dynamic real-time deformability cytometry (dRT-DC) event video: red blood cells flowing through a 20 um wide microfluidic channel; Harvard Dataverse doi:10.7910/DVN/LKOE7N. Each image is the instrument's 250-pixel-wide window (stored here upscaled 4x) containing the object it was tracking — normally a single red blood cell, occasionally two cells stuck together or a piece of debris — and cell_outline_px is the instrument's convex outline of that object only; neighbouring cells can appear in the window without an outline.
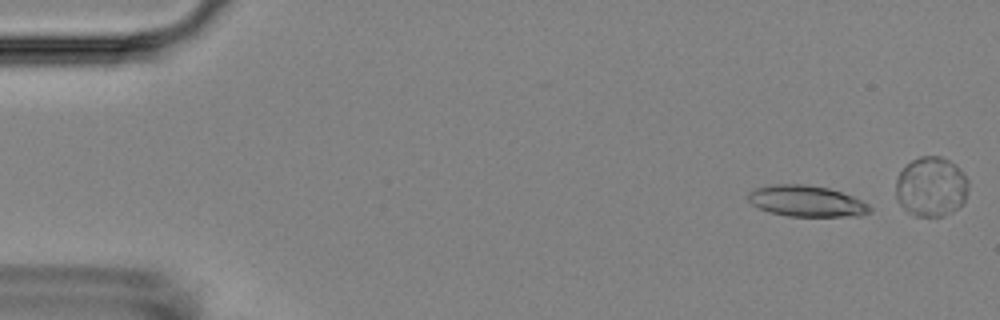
{"species": "Egyptian fruit bat (a non-hibernating species)", "species_latin": "Rousettus aegyptiacus", "temperature_condition": "room temperature", "stored_images_in_passage": 6, "camera_frame_rate_fps": 3000, "um_per_image_px": 0.085, "animal": {"sex": "female"}, "frame": {"image": 1, "passage_image": 2, "time_ms": 1.0, "image_size_px": [1000, 320], "cell_outline_px": [[872, 212], [860, 216], [788, 216], [768, 212], [752, 204], [748, 200], [748, 192], [756, 188], [776, 184], [804, 184], [828, 188], [852, 196], [868, 204], [872, 208]], "centroid_in_image_um": [68.56, 17.1], "position_along_channel_um": 16.4, "area_um2": 22.02}}